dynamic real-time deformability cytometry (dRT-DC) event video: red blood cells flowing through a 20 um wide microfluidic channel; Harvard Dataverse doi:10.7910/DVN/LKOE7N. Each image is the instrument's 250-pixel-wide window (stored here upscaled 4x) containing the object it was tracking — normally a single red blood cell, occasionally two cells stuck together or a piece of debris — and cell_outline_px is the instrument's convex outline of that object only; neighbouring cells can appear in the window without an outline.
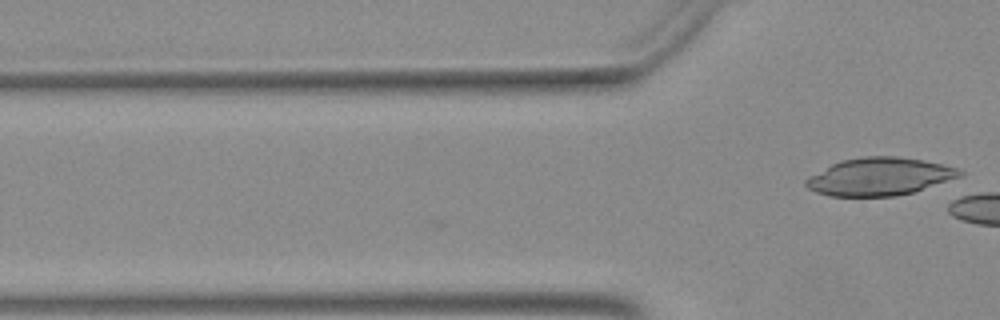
{"species": "Egyptian fruit bat (a non-hibernating species)", "species_latin": "Rousettus aegyptiacus", "temperature_condition": "warm", "stored_images_in_passage": 2, "camera_frame_rate_fps": 3000, "um_per_image_px": 0.085, "animal": {"sex": "female"}, "frame": {"image": 1, "passage_image": 2, "time_ms": 0.333, "image_size_px": [1000, 320], "cell_outline_px": [[964, 172], [960, 176], [916, 192], [896, 196], [828, 196], [816, 192], [808, 188], [804, 184], [804, 180], [808, 176], [840, 160], [864, 156], [896, 156], [924, 160], [956, 168]], "centroid_in_image_um": [74.72, 15.01], "position_along_channel_um": 51.1, "area_um2": 33.87}}